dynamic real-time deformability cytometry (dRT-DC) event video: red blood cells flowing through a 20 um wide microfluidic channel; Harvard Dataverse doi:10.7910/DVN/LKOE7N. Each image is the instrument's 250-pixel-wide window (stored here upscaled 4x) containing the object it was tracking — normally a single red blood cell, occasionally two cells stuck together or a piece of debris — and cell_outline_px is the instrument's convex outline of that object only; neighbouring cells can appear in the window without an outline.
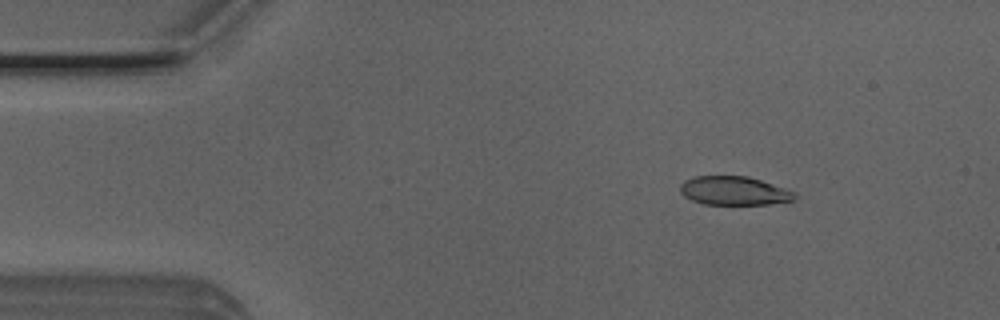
{"species": "Egyptian fruit bat (a non-hibernating species)", "species_latin": "Rousettus aegyptiacus", "temperature_condition": "room temperature", "stored_images_in_passage": 21, "camera_frame_rate_fps": 3000, "um_per_image_px": 0.085, "animal": {"sex": "male"}, "frame": {"image": 1, "passage_image": 6, "time_ms": 1.667, "image_size_px": [1000, 320], "cell_outline_px": [[796, 196], [792, 200], [768, 204], [704, 204], [692, 200], [684, 196], [680, 192], [680, 184], [684, 180], [696, 176], [748, 176], [796, 192]], "centroid_in_image_um": [62.36, 16.21], "position_along_channel_um": 22.6, "area_um2": 19.02}}